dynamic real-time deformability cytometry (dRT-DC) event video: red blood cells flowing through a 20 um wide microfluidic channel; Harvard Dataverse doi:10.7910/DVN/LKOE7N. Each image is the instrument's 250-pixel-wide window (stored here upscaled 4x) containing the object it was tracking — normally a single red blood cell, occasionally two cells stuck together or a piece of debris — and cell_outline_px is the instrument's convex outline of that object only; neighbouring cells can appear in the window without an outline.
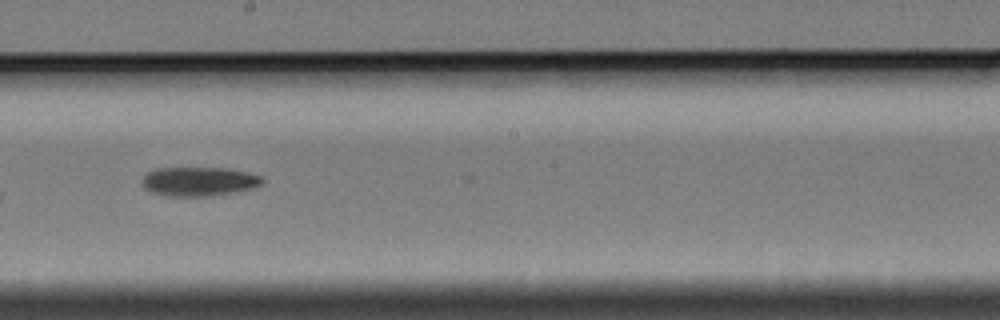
{"species": "Egyptian fruit bat (a non-hibernating species)", "species_latin": "Rousettus aegyptiacus", "temperature_condition": "cold", "stored_images_in_passage": 11, "camera_frame_rate_fps": 3000, "um_per_image_px": 0.085, "animal": {"sex": "female"}, "frame": {"image": 1, "passage_image": 10, "time_ms": 11.333, "image_size_px": [1000, 320], "cell_outline_px": [[264, 180], [256, 188], [236, 192], [212, 196], [164, 196], [152, 192], [144, 188], [144, 176], [148, 172], [156, 168], [224, 168], [248, 172], [260, 176]], "centroid_in_image_um": [16.94, 15.43], "position_along_channel_um": 231.3, "area_um2": 20.4}}
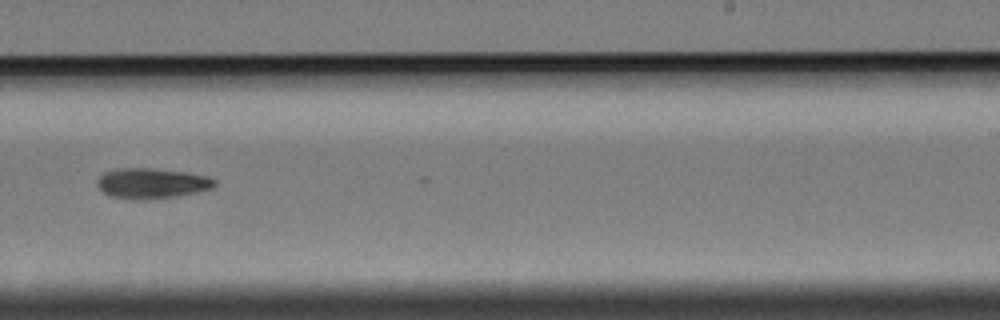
{"frame": {"image": 2, "passage_image": 11, "time_ms": 12.667, "image_size_px": [1000, 320], "cell_outline_px": [[216, 184], [212, 188], [180, 196], [112, 196], [104, 192], [96, 184], [96, 180], [104, 172], [116, 168], [152, 168], [184, 172], [208, 176], [216, 180]], "centroid_in_image_um": [12.93, 15.51], "position_along_channel_um": 276.1, "area_um2": 19.77}}